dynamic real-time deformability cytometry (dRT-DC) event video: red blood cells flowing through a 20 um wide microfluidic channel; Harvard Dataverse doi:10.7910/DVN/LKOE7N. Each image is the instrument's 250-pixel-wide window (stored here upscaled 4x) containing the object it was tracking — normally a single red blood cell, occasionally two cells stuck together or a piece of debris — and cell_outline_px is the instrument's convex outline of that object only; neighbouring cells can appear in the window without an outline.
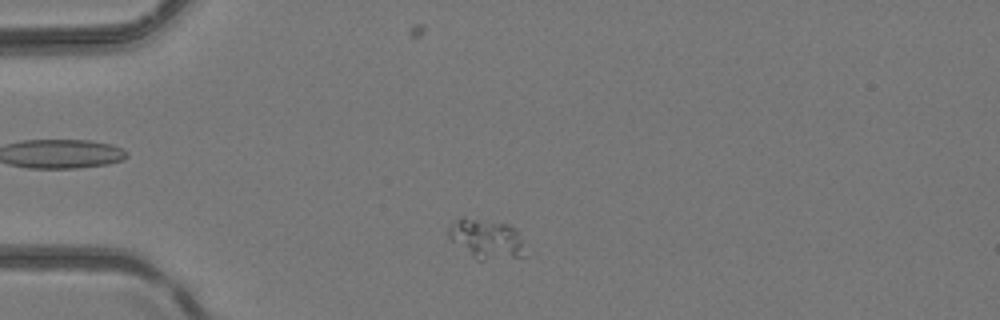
{"species": "common noctule bat (a hibernating species)", "species_latin": "Nyctalus noctula", "temperature_condition": "room temperature", "stored_images_in_passage": 6, "camera_frame_rate_fps": 3000, "um_per_image_px": 0.085, "animal": {"sex": "female", "body_mass_g": 24.6, "forearm_length_mm": 56.2}, "frame": {"image": 1, "passage_image": 4, "time_ms": 1.0, "image_size_px": [1000, 320], "cell_outline_px": [[524, 256], [484, 260], [476, 260], [452, 240], [448, 236], [448, 228], [452, 220], [460, 216], [508, 224], [516, 228], [520, 240]], "centroid_in_image_um": [41.27, 20.28], "position_along_channel_um": 43.7, "area_um2": 17.46}}
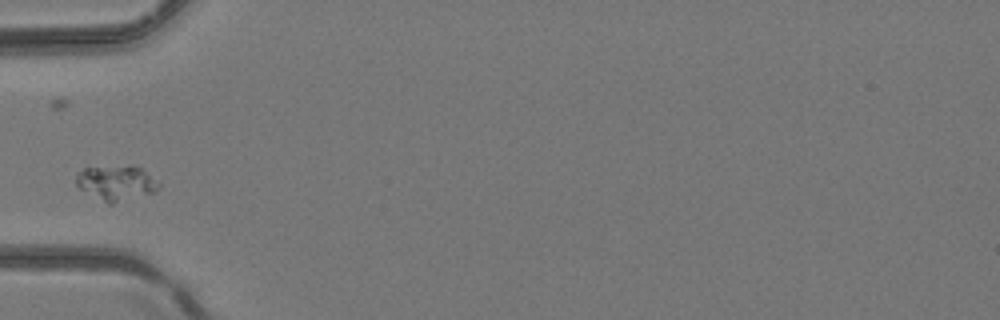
{"frame": {"image": 2, "passage_image": 5, "time_ms": 1.333, "image_size_px": [1000, 320], "cell_outline_px": [[160, 188], [156, 192], [112, 204], [108, 204], [80, 188], [76, 184], [76, 172], [84, 168], [140, 168], [160, 184]], "centroid_in_image_um": [9.87, 15.6], "position_along_channel_um": 75.1, "area_um2": 16.13}}
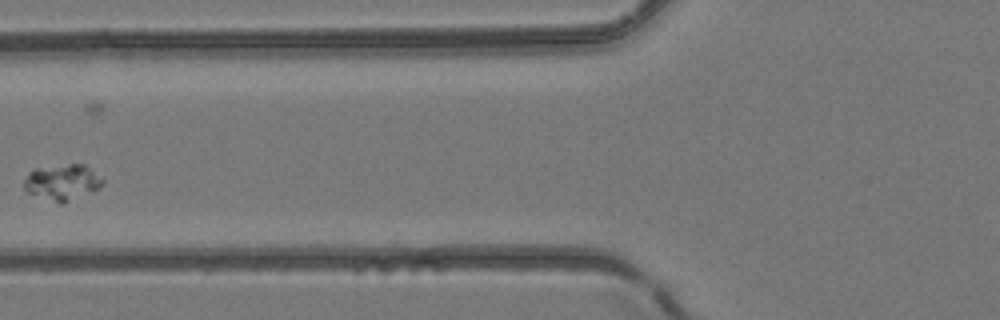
{"frame": {"image": 3, "passage_image": 6, "time_ms": 1.667, "image_size_px": [1000, 320], "cell_outline_px": [[104, 180], [100, 188], [60, 204], [28, 192], [24, 188], [24, 180], [28, 172], [36, 168], [68, 164], [84, 164]], "centroid_in_image_um": [5.28, 15.48], "position_along_channel_um": 120.5, "area_um2": 16.13}}